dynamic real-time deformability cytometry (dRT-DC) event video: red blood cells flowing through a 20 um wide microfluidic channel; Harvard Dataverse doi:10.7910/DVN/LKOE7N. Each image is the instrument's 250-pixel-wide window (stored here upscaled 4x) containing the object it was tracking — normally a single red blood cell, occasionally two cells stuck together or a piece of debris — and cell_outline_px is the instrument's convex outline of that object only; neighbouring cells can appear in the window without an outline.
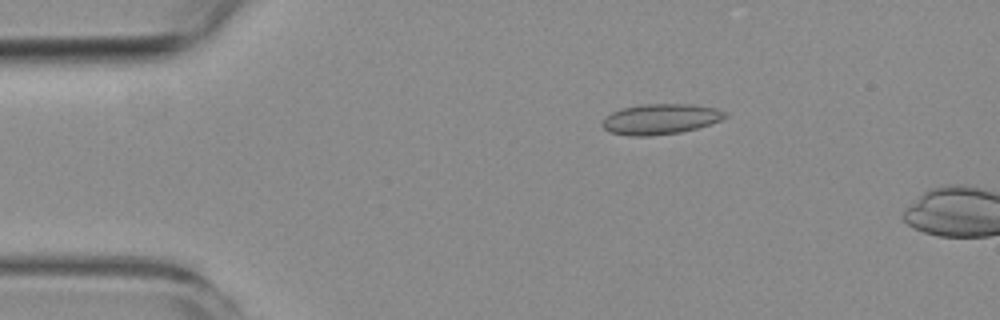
{"species": "common noctule bat (a hibernating species)", "species_latin": "Nyctalus noctula", "temperature_condition": "room temperature", "stored_images_in_passage": 5, "camera_frame_rate_fps": 3000, "um_per_image_px": 0.085, "animal": {"sex": "female", "body_mass_g": 19.3, "forearm_length_mm": 54.1}, "frame": {"image": 1, "passage_image": 3, "time_ms": 2.333, "image_size_px": [1000, 320], "cell_outline_px": [[728, 116], [720, 120], [696, 128], [680, 132], [648, 136], [628, 136], [612, 132], [604, 128], [600, 124], [612, 112], [620, 108], [640, 104], [692, 104], [716, 108], [728, 112]], "centroid_in_image_um": [56.15, 10.11], "position_along_channel_um": 28.9, "area_um2": 21.73}}